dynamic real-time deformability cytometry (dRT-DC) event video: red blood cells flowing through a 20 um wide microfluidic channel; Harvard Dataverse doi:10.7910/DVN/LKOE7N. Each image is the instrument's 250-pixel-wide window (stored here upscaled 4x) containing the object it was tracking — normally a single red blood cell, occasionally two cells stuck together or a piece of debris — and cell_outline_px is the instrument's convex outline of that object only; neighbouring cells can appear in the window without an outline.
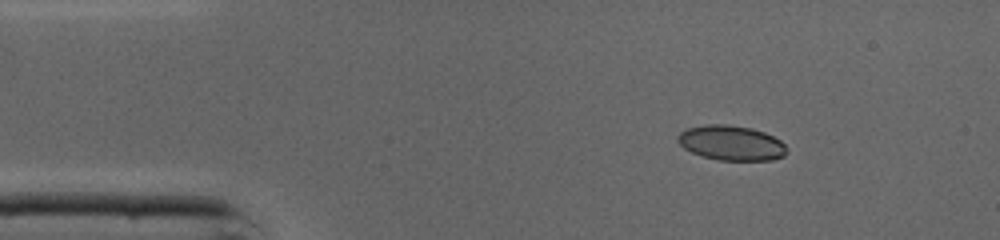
{"species": "common noctule bat (a hibernating species)", "species_latin": "Nyctalus noctula", "temperature_condition": "cold", "stored_images_in_passage": 45, "camera_frame_rate_fps": 3000, "um_per_image_px": 0.085, "animal": {"sex": "male", "body_mass_g": 19.0, "forearm_length_mm": 50.8}, "frame": {"image": 1, "passage_image": 6, "time_ms": 1.667, "image_size_px": [1000, 240], "cell_outline_px": [[788, 148], [784, 156], [772, 160], [720, 160], [704, 156], [692, 152], [684, 148], [676, 140], [676, 136], [680, 132], [688, 128], [708, 124], [724, 124], [752, 128], [764, 132], [780, 140]], "centroid_in_image_um": [62.16, 12.14], "position_along_channel_um": 22.8, "area_um2": 22.08}}
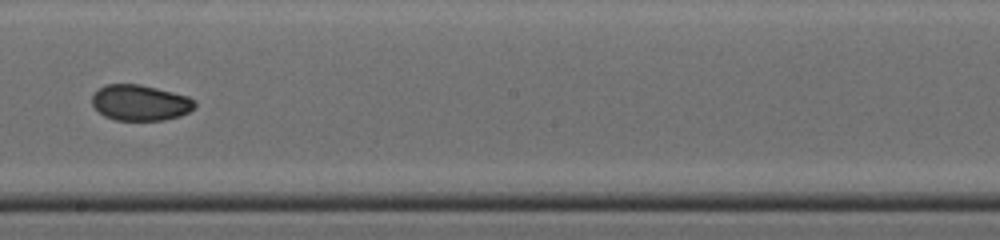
{"frame": {"image": 2, "passage_image": 25, "time_ms": 8.0, "image_size_px": [1000, 240], "cell_outline_px": [[196, 104], [188, 112], [180, 116], [164, 120], [116, 120], [104, 116], [92, 104], [92, 96], [100, 88], [108, 84], [140, 84], [188, 96], [196, 100]], "centroid_in_image_um": [11.93, 8.73], "position_along_channel_um": 236.3, "area_um2": 21.27}}
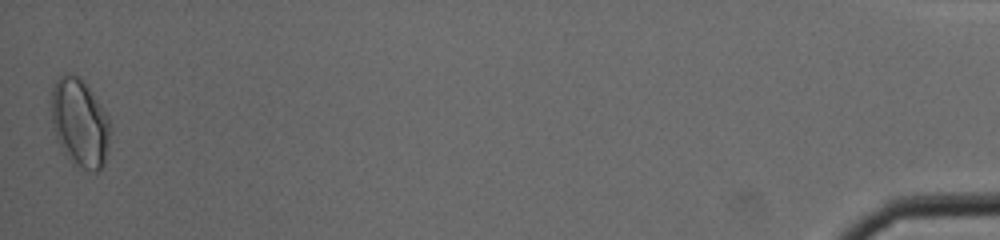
{"frame": {"image": 3, "passage_image": 45, "time_ms": 14.667, "image_size_px": [1000, 240], "cell_outline_px": [[108, 140], [104, 164], [96, 172], [92, 172], [84, 168], [68, 156], [64, 152], [56, 136], [52, 124], [52, 88], [56, 80], [60, 76], [68, 72], [84, 80], [108, 116]], "centroid_in_image_um": [6.77, 10.38], "position_along_channel_um": 428.4, "area_um2": 29.42}, "authors_computed_cell_mechanics": {"area_um2": 22.1952, "velocity_mm_per_s": 4.3586, "shape_relaxation_time_tau1_ms": 4.2526, "shape_relaxation_time_tau2_ms": 1.4821, "deformation_change_tau1": 0.1076, "deformation_change_tau2": 0.0329}}